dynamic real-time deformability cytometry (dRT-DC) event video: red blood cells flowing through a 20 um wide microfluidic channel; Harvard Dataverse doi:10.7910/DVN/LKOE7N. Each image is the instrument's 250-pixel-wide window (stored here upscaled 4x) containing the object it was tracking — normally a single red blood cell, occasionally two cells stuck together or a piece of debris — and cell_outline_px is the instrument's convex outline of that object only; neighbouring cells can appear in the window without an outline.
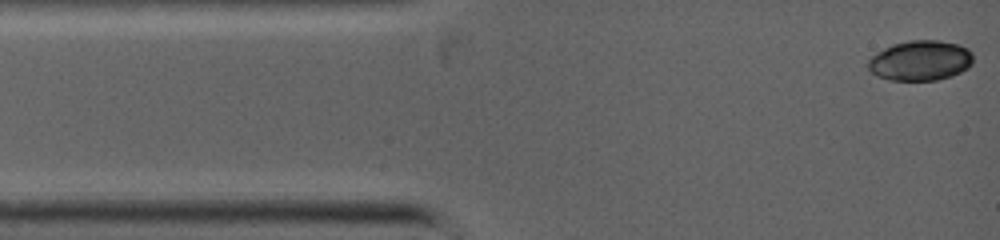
{"species": "common noctule bat (a hibernating species)", "species_latin": "Nyctalus noctula", "temperature_condition": "warm", "stored_images_in_passage": 53, "camera_frame_rate_fps": 5000, "um_per_image_px": 0.085, "animal": {"sex": "female", "body_mass_g": 19.0, "forearm_length_mm": 53.3}, "frame": {"image": 1, "passage_image": 1, "time_ms": 0.0, "image_size_px": [1000, 240], "cell_outline_px": [[972, 64], [968, 68], [952, 76], [936, 80], [888, 80], [876, 76], [868, 68], [868, 60], [876, 52], [892, 44], [908, 40], [940, 40], [956, 44], [968, 48], [972, 52]], "centroid_in_image_um": [78.22, 5.14], "position_along_channel_um": 6.8, "area_um2": 24.74}}
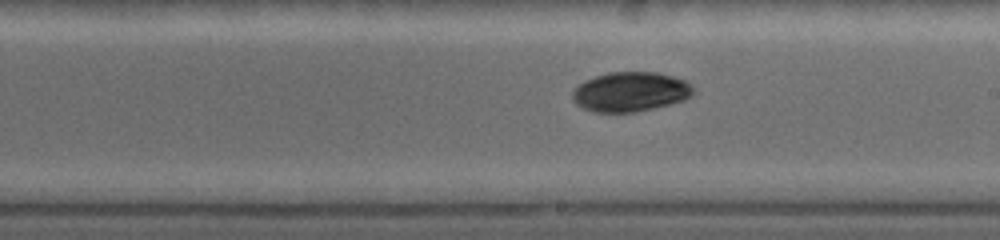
{"frame": {"image": 2, "passage_image": 31, "time_ms": 6.0, "image_size_px": [1000, 240], "cell_outline_px": [[696, 92], [684, 100], [636, 112], [596, 112], [584, 108], [576, 104], [572, 100], [572, 92], [584, 80], [608, 72], [656, 72], [672, 76], [684, 80], [692, 84]], "centroid_in_image_um": [53.59, 7.79], "position_along_channel_um": 235.4, "area_um2": 27.86}}
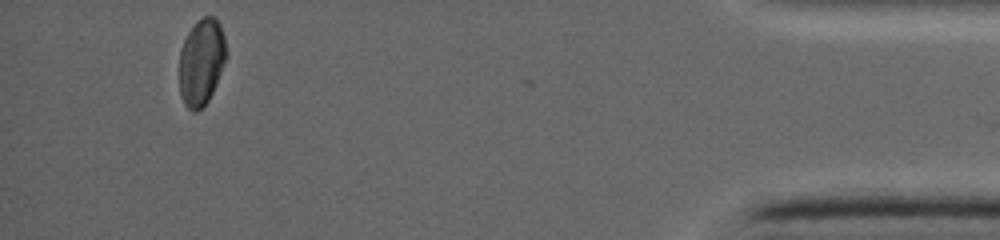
{"frame": {"image": 3, "passage_image": 52, "time_ms": 11.4, "image_size_px": [1000, 240], "cell_outline_px": [[228, 56], [216, 84], [208, 100], [196, 112], [192, 112], [184, 104], [180, 96], [180, 48], [188, 32], [204, 16], [212, 16], [220, 24], [224, 36], [228, 52]], "centroid_in_image_um": [17.14, 5.28], "position_along_channel_um": 418.1, "area_um2": 23.64}}